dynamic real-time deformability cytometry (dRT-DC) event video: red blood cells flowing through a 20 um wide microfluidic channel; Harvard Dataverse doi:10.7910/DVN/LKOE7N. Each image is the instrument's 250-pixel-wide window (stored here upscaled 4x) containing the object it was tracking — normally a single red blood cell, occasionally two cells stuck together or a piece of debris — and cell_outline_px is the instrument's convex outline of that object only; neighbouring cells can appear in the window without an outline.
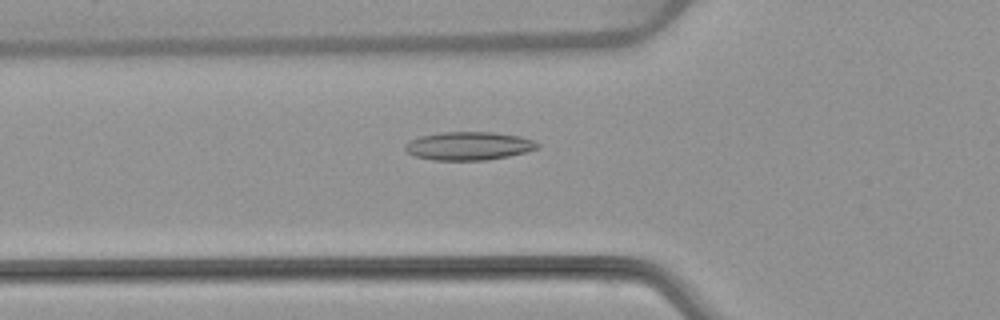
{"species": "common noctule bat (a hibernating species)", "species_latin": "Nyctalus noctula", "temperature_condition": "warm", "stored_images_in_passage": 37, "camera_frame_rate_fps": 3000, "um_per_image_px": 0.085, "animal": {"sex": "female", "body_mass_g": 22.7, "forearm_length_mm": 54.2}, "frame": {"image": 1, "passage_image": 3, "time_ms": 0.667, "image_size_px": [1000, 320], "cell_outline_px": [[540, 148], [508, 156], [488, 160], [432, 160], [416, 156], [408, 152], [404, 148], [404, 144], [420, 136], [444, 132], [496, 132], [520, 136], [536, 140], [540, 144]], "centroid_in_image_um": [39.89, 12.4], "position_along_channel_um": 85.9, "area_um2": 21.91}}
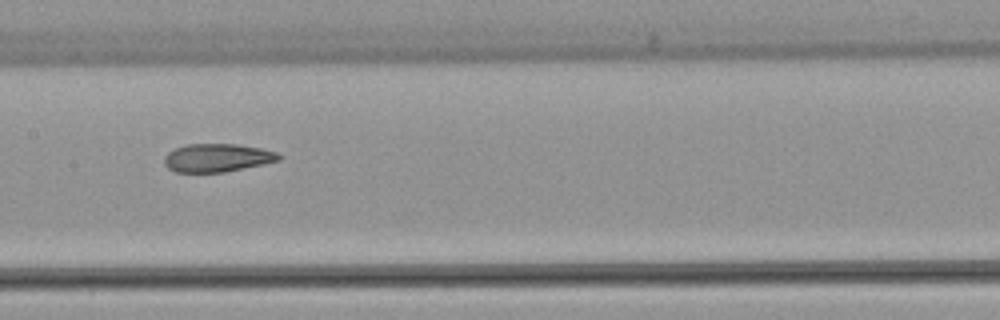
{"frame": {"image": 2, "passage_image": 11, "time_ms": 3.333, "image_size_px": [1000, 320], "cell_outline_px": [[284, 156], [280, 160], [264, 164], [224, 172], [176, 172], [168, 168], [164, 164], [164, 156], [168, 152], [176, 148], [188, 144], [236, 144], [260, 148], [276, 152]], "centroid_in_image_um": [18.48, 13.41], "position_along_channel_um": 188.9, "area_um2": 18.84}}
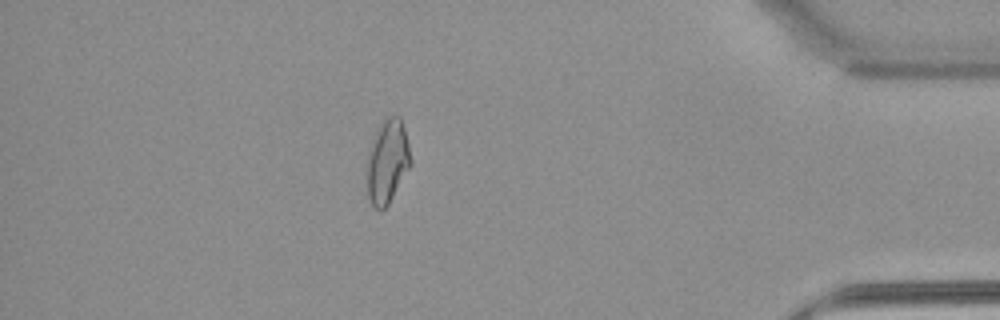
{"frame": {"image": 3, "passage_image": 31, "time_ms": 10.0, "image_size_px": [1000, 320], "cell_outline_px": [[412, 164], [388, 204], [380, 212], [372, 208], [368, 200], [368, 152], [372, 140], [384, 116], [400, 116], [404, 128], [412, 160]], "centroid_in_image_um": [32.93, 13.74], "position_along_channel_um": 402.3, "area_um2": 21.39}, "authors_computed_cell_mechanics": {"area_um2": 19.7676, "velocity_mm_per_s": 3.838, "shape_relaxation_time_tau1_ms": null, "shape_relaxation_time_tau2_ms": 2.4019, "deformation_change_tau1": null, "deformation_change_tau2": 0.1056}}